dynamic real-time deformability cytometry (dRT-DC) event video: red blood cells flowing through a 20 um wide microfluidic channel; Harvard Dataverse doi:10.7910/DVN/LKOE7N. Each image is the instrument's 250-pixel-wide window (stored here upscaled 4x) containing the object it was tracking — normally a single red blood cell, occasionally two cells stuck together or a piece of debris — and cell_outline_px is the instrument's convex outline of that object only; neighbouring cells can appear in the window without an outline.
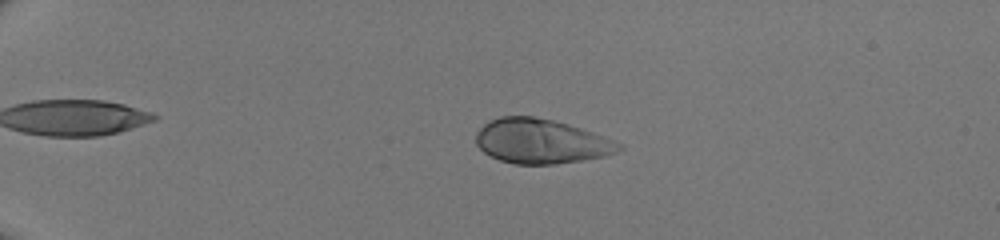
{"species": "human", "species_latin": "Homo sapiens", "temperature_condition": "room temperature", "stored_images_in_passage": 49, "camera_frame_rate_fps": 3000, "um_per_image_px": 0.085, "donor": {"sex": "male"}, "frame": {"image": 1, "passage_image": 13, "time_ms": 4.0, "image_size_px": [1000, 240], "cell_outline_px": [[624, 148], [616, 152], [604, 156], [556, 164], [516, 164], [500, 160], [484, 152], [476, 144], [476, 132], [488, 120], [500, 116], [536, 116], [568, 124], [604, 136], [624, 144]], "centroid_in_image_um": [45.99, 12.0], "position_along_channel_um": 39.0, "area_um2": 37.11}}
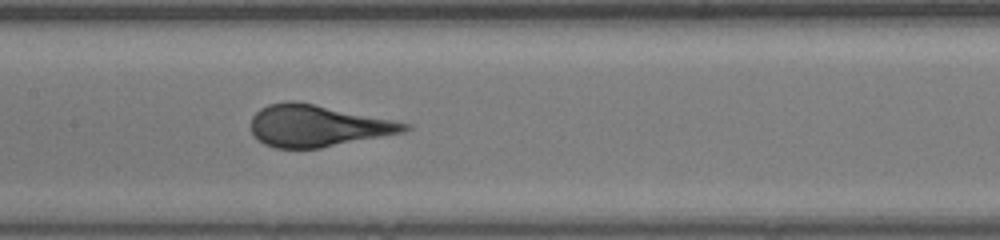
{"frame": {"image": 2, "passage_image": 28, "time_ms": 9.0, "image_size_px": [1000, 240], "cell_outline_px": [[412, 128], [404, 132], [320, 148], [276, 148], [264, 144], [252, 132], [252, 116], [260, 108], [268, 104], [288, 100], [296, 100], [412, 124]], "centroid_in_image_um": [26.99, 10.68], "position_along_channel_um": 180.4, "area_um2": 37.17}}
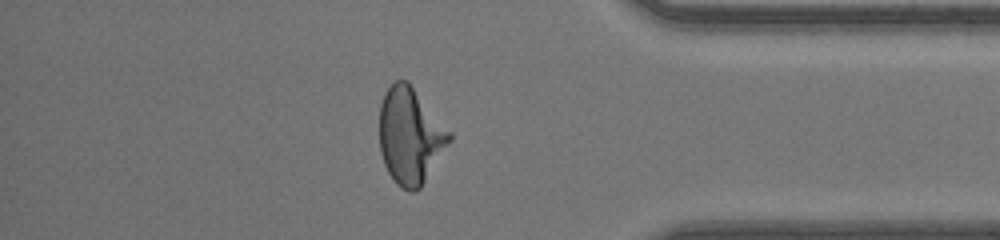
{"frame": {"image": 3, "passage_image": 44, "time_ms": 14.333, "image_size_px": [1000, 240], "cell_outline_px": [[452, 140], [420, 188], [416, 192], [408, 192], [400, 188], [396, 184], [388, 172], [384, 164], [380, 152], [380, 104], [384, 92], [396, 80], [408, 80], [452, 132]], "centroid_in_image_um": [34.88, 11.55], "position_along_channel_um": 400.3, "area_um2": 39.65}}